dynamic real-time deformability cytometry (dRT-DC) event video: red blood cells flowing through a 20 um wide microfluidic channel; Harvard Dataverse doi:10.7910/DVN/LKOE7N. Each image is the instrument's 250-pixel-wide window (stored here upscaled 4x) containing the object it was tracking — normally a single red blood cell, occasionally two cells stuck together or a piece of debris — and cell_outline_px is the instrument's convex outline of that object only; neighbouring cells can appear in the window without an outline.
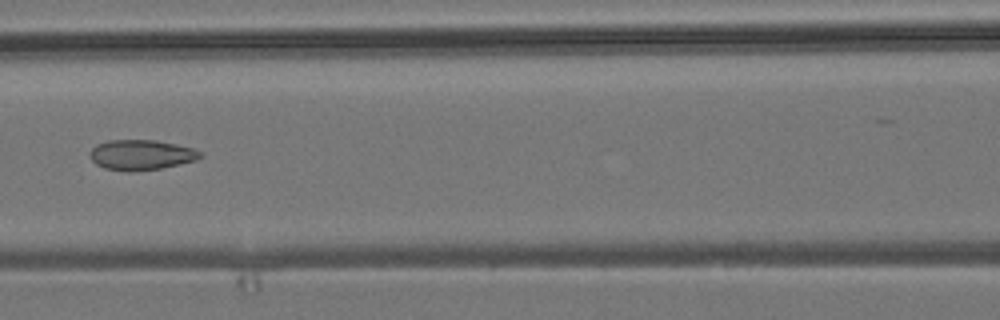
{"species": "common noctule bat (a hibernating species)", "species_latin": "Nyctalus noctula", "temperature_condition": "room temperature", "stored_images_in_passage": 7, "camera_frame_rate_fps": 3000, "um_per_image_px": 0.085, "animal": {"sex": "male", "body_mass_g": 19.2, "forearm_length_mm": 51.8}, "frame": {"image": 1, "passage_image": 5, "time_ms": 4.667, "image_size_px": [1000, 320], "cell_outline_px": [[204, 156], [196, 160], [180, 164], [160, 168], [132, 172], [128, 172], [104, 168], [96, 164], [92, 160], [92, 148], [96, 144], [108, 140], [156, 140], [176, 144], [192, 148], [200, 152]], "centroid_in_image_um": [12.01, 13.16], "position_along_channel_um": 154.6, "area_um2": 19.36}}
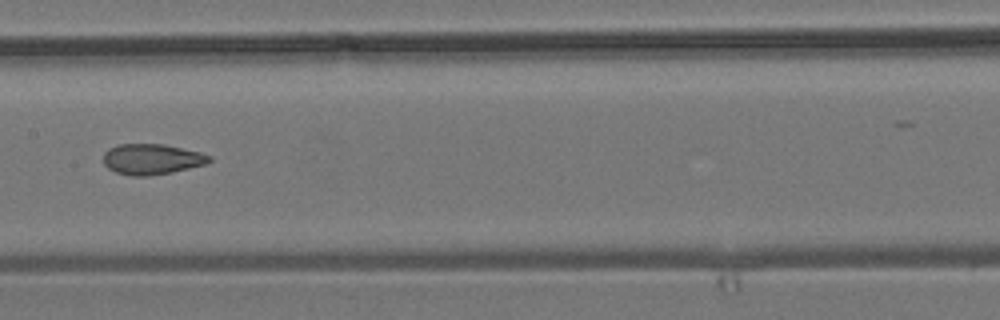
{"frame": {"image": 2, "passage_image": 6, "time_ms": 5.667, "image_size_px": [1000, 320], "cell_outline_px": [[212, 160], [208, 164], [172, 172], [148, 176], [132, 176], [116, 172], [108, 168], [104, 164], [104, 152], [108, 148], [120, 144], [164, 144], [200, 152], [212, 156]], "centroid_in_image_um": [12.93, 13.53], "position_along_channel_um": 194.5, "area_um2": 19.02}}